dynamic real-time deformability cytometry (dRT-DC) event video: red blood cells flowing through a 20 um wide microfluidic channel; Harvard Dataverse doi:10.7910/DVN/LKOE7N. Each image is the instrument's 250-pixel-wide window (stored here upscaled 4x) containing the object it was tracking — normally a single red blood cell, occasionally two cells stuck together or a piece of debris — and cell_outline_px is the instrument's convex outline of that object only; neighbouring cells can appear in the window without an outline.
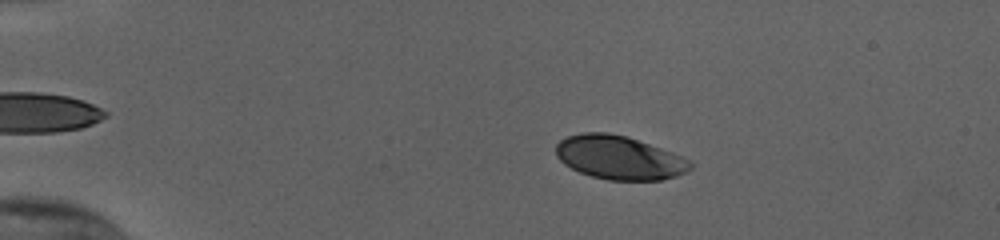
{"species": "human", "species_latin": "Homo sapiens", "temperature_condition": "cold", "stored_images_in_passage": 45, "camera_frame_rate_fps": 3000, "um_per_image_px": 0.085, "donor": {"sex": "female"}, "frame": {"image": 1, "passage_image": 2, "time_ms": 0.333, "image_size_px": [1000, 240], "cell_outline_px": [[692, 168], [676, 176], [660, 180], [608, 180], [592, 176], [580, 172], [564, 164], [556, 156], [556, 144], [560, 140], [568, 136], [580, 132], [608, 132], [624, 136], [672, 152], [692, 160]], "centroid_in_image_um": [52.62, 13.4], "position_along_channel_um": 32.4, "area_um2": 34.04}}
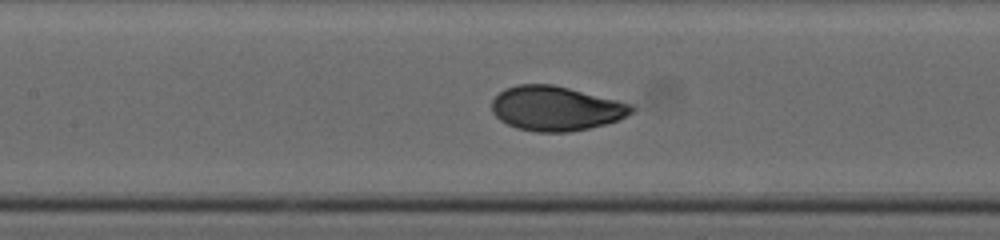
{"frame": {"image": 2, "passage_image": 18, "time_ms": 5.667, "image_size_px": [1000, 240], "cell_outline_px": [[636, 108], [632, 112], [616, 120], [604, 124], [588, 128], [568, 132], [536, 132], [516, 128], [500, 120], [492, 112], [492, 100], [504, 88], [516, 84], [552, 84], [632, 104]], "centroid_in_image_um": [47.2, 9.21], "position_along_channel_um": 160.2, "area_um2": 36.01}}
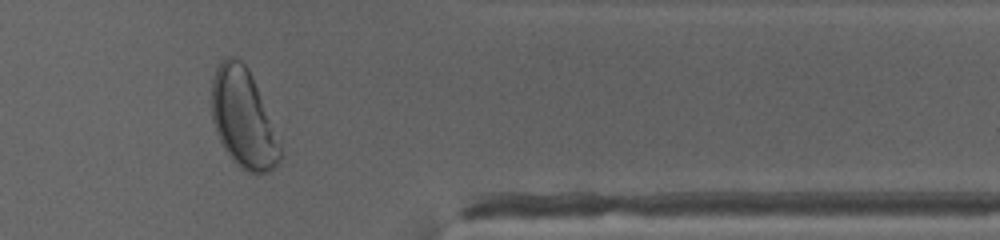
{"frame": {"image": 3, "passage_image": 37, "time_ms": 12.0, "image_size_px": [1000, 240], "cell_outline_px": [[284, 156], [268, 172], [256, 176], [240, 168], [232, 160], [224, 148], [216, 132], [212, 120], [212, 80], [216, 68], [220, 60], [228, 56], [232, 56], [240, 60], [248, 68], [252, 76], [280, 144]], "centroid_in_image_um": [20.67, 10.1], "position_along_channel_um": 390.7, "area_um2": 39.36}, "authors_computed_cell_mechanics": {"area_um2": 36.1828, "velocity_mm_per_s": 3.8016, "shape_relaxation_time_tau1_ms": 2.6425, "shape_relaxation_time_tau2_ms": null, "deformation_change_tau1": 0.1655, "deformation_change_tau2": null}}